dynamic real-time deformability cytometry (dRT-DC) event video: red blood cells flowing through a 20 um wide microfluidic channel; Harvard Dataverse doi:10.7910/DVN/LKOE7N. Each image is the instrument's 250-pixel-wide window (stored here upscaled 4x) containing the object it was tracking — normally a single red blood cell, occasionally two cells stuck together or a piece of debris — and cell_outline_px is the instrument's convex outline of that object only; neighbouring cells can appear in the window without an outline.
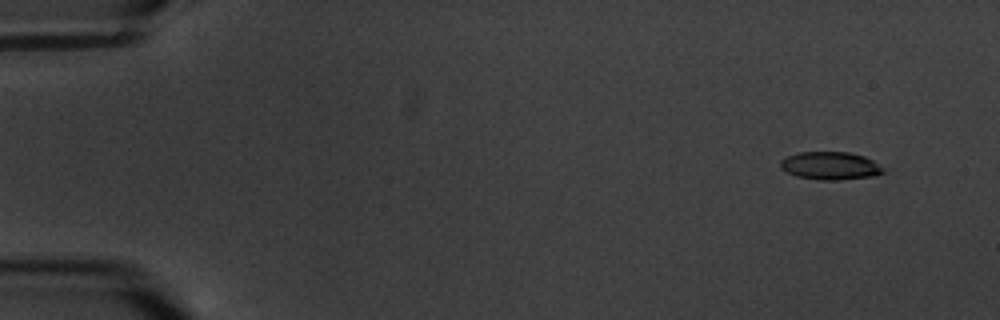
{"species": "common noctule bat (a hibernating species)", "species_latin": "Nyctalus noctula", "temperature_condition": "warm", "stored_images_in_passage": 5, "camera_frame_rate_fps": 3000, "um_per_image_px": 0.085, "animal": {"sex": "male", "body_mass_g": 20.1, "forearm_length_mm": 53.5}, "frame": {"image": 1, "passage_image": 1, "time_ms": 0.0, "image_size_px": [1000, 320], "cell_outline_px": [[888, 172], [876, 176], [840, 180], [820, 180], [796, 176], [780, 168], [780, 160], [788, 156], [800, 152], [848, 152], [864, 156], [872, 160], [884, 168]], "centroid_in_image_um": [70.62, 14.1], "position_along_channel_um": 14.4, "area_um2": 16.88}}
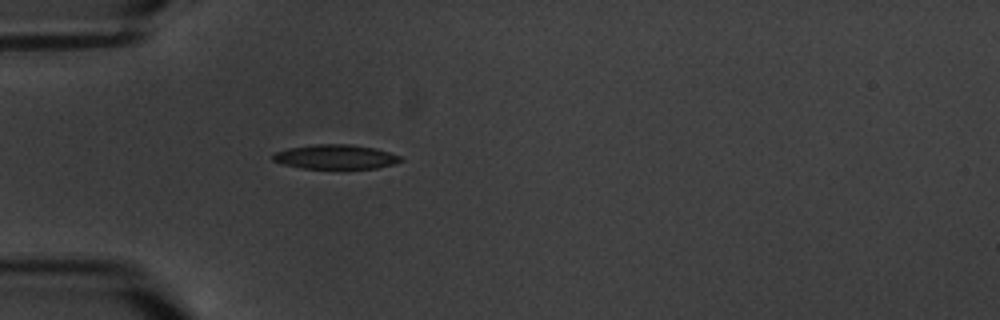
{"frame": {"image": 2, "passage_image": 5, "time_ms": 4.667, "image_size_px": [1000, 320], "cell_outline_px": [[404, 160], [392, 164], [376, 168], [344, 172], [300, 168], [284, 164], [272, 160], [272, 152], [288, 148], [316, 144], [352, 144], [376, 148], [400, 156]], "centroid_in_image_um": [28.51, 13.38], "position_along_channel_um": 56.5, "area_um2": 19.25}}